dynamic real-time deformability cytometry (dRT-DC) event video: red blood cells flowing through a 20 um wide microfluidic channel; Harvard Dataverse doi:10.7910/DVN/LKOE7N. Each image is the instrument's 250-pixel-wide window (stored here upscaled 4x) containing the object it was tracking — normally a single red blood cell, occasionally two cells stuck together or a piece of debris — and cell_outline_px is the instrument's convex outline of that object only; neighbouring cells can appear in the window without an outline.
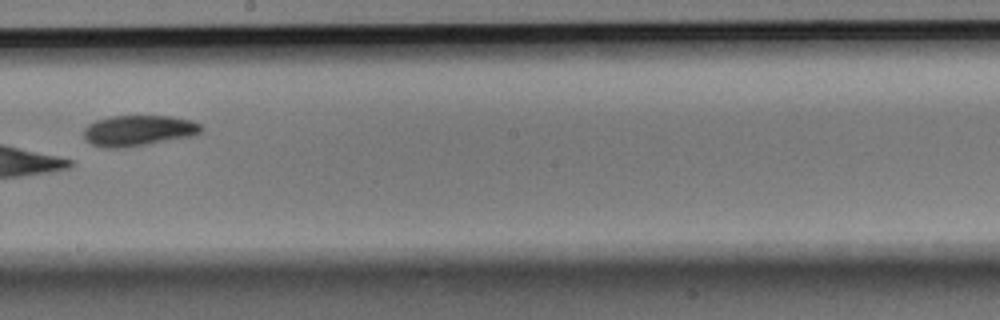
{"species": "Egyptian fruit bat (a non-hibernating species)", "species_latin": "Rousettus aegyptiacus", "temperature_condition": "room temperature", "stored_images_in_passage": 15, "camera_frame_rate_fps": 3000, "um_per_image_px": 0.085, "animal": {"sex": "male"}, "frame": {"image": 1, "passage_image": 9, "time_ms": 2.667, "image_size_px": [1000, 320], "cell_outline_px": [[204, 128], [196, 136], [124, 148], [108, 148], [92, 144], [84, 140], [84, 128], [88, 124], [96, 120], [112, 116], [172, 116], [192, 120], [200, 124]], "centroid_in_image_um": [11.8, 11.1], "position_along_channel_um": 236.4, "area_um2": 21.33}}
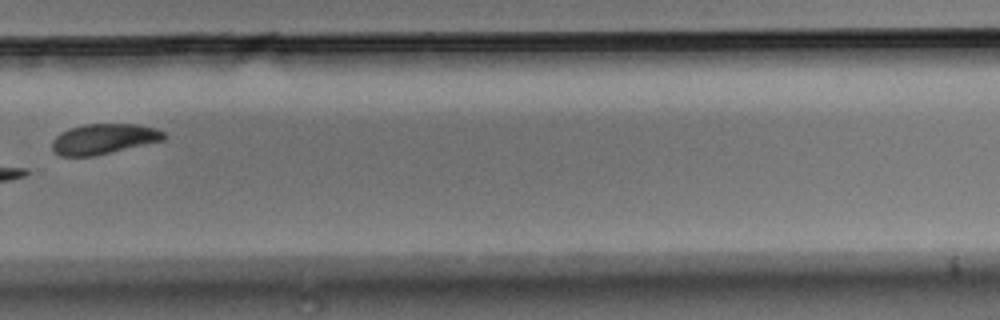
{"frame": {"image": 2, "passage_image": 11, "time_ms": 3.333, "image_size_px": [1000, 320], "cell_outline_px": [[168, 136], [164, 140], [92, 156], [60, 156], [52, 148], [52, 140], [60, 132], [68, 128], [84, 124], [136, 124], [156, 128], [164, 132]], "centroid_in_image_um": [8.82, 11.79], "position_along_channel_um": 321.0, "area_um2": 19.71}}